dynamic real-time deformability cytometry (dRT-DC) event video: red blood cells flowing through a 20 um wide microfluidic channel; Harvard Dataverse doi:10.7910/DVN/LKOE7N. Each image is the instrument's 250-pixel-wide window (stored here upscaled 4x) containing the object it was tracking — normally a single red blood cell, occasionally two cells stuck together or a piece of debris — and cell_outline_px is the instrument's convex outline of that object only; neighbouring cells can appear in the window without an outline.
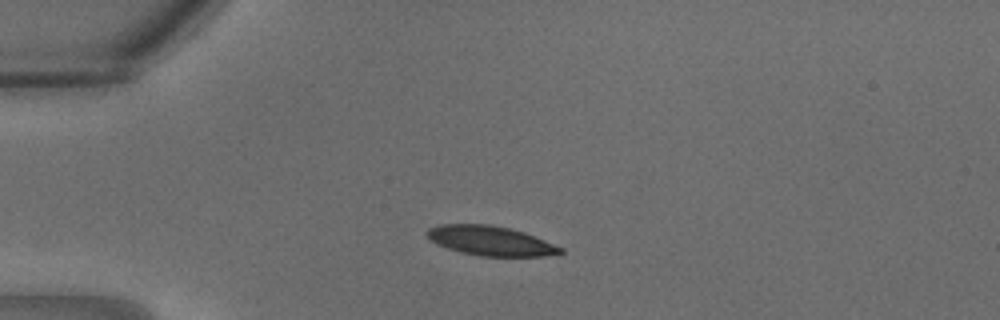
{"species": "common noctule bat (a hibernating species)", "species_latin": "Nyctalus noctula", "temperature_condition": "warm", "stored_images_in_passage": 24, "camera_frame_rate_fps": 3000, "um_per_image_px": 0.085, "animal": {"sex": "male", "body_mass_g": 18.8}, "frame": {"image": 1, "passage_image": 1, "time_ms": 0.0, "image_size_px": [1000, 320], "cell_outline_px": [[564, 252], [544, 256], [480, 256], [460, 252], [436, 244], [428, 240], [424, 232], [428, 228], [440, 224], [488, 224], [508, 228], [524, 232], [564, 248]], "centroid_in_image_um": [41.64, 20.46], "position_along_channel_um": 43.4, "area_um2": 23.06}}
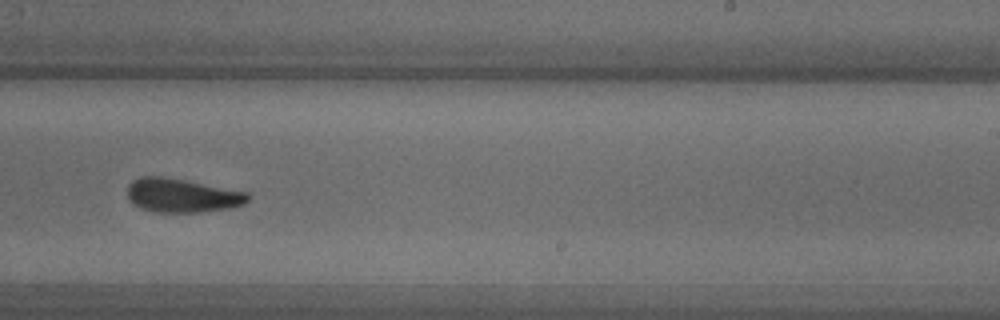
{"frame": {"image": 2, "passage_image": 13, "time_ms": 4.0, "image_size_px": [1000, 320], "cell_outline_px": [[252, 196], [244, 204], [232, 208], [200, 212], [156, 212], [132, 204], [128, 200], [128, 184], [132, 180], [140, 176], [164, 176], [248, 192]], "centroid_in_image_um": [15.48, 16.61], "position_along_channel_um": 273.5, "area_um2": 23.93}}
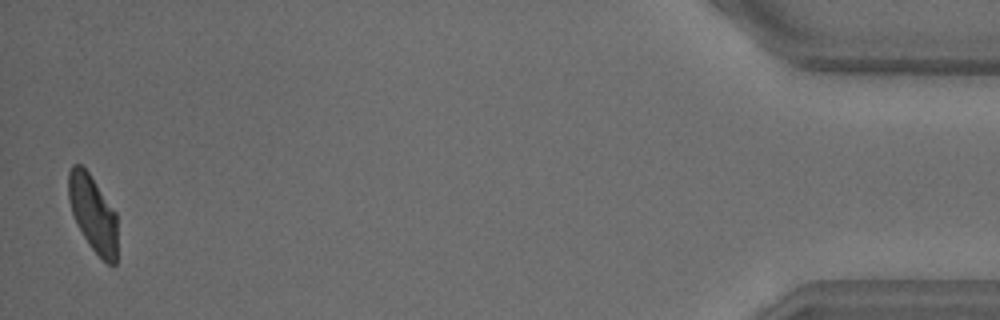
{"frame": {"image": 3, "passage_image": 24, "time_ms": 7.667, "image_size_px": [1000, 320], "cell_outline_px": [[116, 264], [108, 264], [88, 244], [76, 224], [68, 200], [68, 172], [72, 164], [80, 164], [88, 172], [116, 212]], "centroid_in_image_um": [7.87, 18.13], "position_along_channel_um": 427.3, "area_um2": 21.62}}